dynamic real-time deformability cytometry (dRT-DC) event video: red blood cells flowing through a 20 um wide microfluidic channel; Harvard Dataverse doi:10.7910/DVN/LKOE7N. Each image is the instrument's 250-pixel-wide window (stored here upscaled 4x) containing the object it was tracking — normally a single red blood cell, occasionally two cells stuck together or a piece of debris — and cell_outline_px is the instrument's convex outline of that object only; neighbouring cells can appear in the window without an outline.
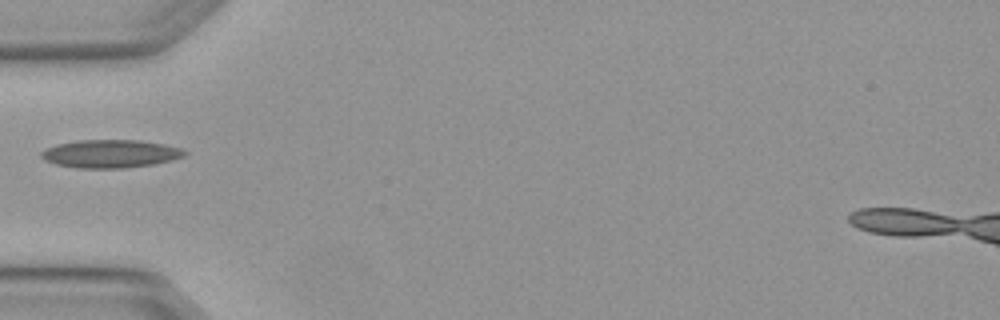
{"species": "Egyptian fruit bat (a non-hibernating species)", "species_latin": "Rousettus aegyptiacus", "temperature_condition": "warm", "stored_images_in_passage": 2, "camera_frame_rate_fps": 3000, "um_per_image_px": 0.085, "animal": {"sex": "female"}, "frame": {"image": 1, "passage_image": 1, "time_ms": 0.0, "image_size_px": [1000, 320], "cell_outline_px": [[188, 152], [184, 156], [172, 160], [152, 164], [124, 168], [76, 168], [56, 164], [44, 160], [40, 156], [40, 152], [44, 148], [56, 144], [76, 140], [140, 140], [164, 144], [180, 148]], "centroid_in_image_um": [9.34, 13.06], "position_along_channel_um": 75.7, "area_um2": 23.58}}
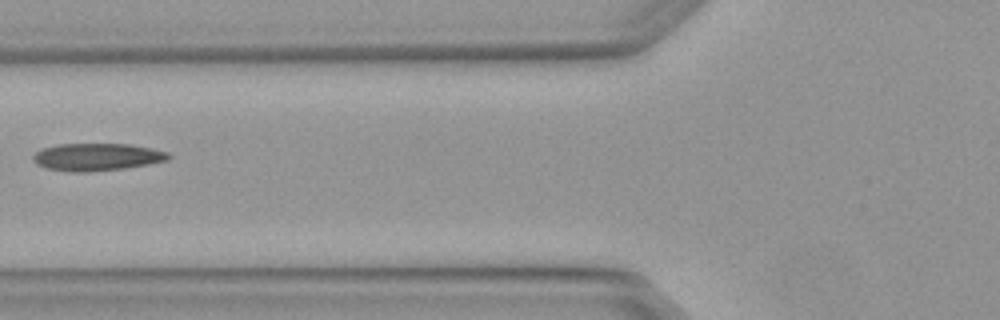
{"frame": {"image": 2, "passage_image": 2, "time_ms": 0.333, "image_size_px": [1000, 320], "cell_outline_px": [[172, 156], [168, 160], [148, 164], [124, 168], [84, 172], [72, 172], [48, 168], [36, 164], [32, 160], [32, 156], [40, 148], [56, 144], [128, 144], [152, 148], [168, 152]], "centroid_in_image_um": [8.22, 13.33], "position_along_channel_um": 117.6, "area_um2": 21.68}}